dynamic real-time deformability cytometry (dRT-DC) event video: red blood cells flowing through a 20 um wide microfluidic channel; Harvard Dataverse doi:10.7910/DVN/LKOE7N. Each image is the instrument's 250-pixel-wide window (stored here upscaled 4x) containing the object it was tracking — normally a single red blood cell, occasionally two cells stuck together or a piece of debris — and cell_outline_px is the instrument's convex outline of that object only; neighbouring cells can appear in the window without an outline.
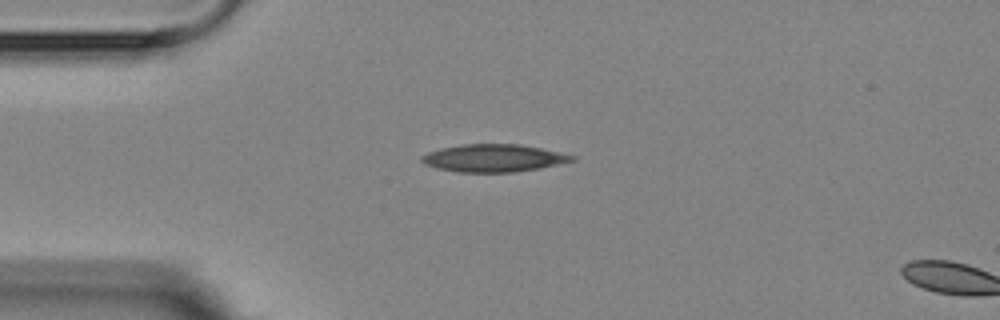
{"species": "Egyptian fruit bat (a non-hibernating species)", "species_latin": "Rousettus aegyptiacus", "temperature_condition": "room temperature", "stored_images_in_passage": 2, "camera_frame_rate_fps": 3000, "um_per_image_px": 0.085, "animal": {"sex": "female"}, "frame": {"image": 1, "passage_image": 1, "time_ms": 0.0, "image_size_px": [1000, 320], "cell_outline_px": [[576, 160], [540, 168], [512, 172], [456, 172], [436, 168], [424, 164], [420, 160], [420, 156], [428, 152], [440, 148], [460, 144], [520, 144], [540, 148], [576, 156]], "centroid_in_image_um": [41.91, 13.43], "position_along_channel_um": 43.1, "area_um2": 24.22}}